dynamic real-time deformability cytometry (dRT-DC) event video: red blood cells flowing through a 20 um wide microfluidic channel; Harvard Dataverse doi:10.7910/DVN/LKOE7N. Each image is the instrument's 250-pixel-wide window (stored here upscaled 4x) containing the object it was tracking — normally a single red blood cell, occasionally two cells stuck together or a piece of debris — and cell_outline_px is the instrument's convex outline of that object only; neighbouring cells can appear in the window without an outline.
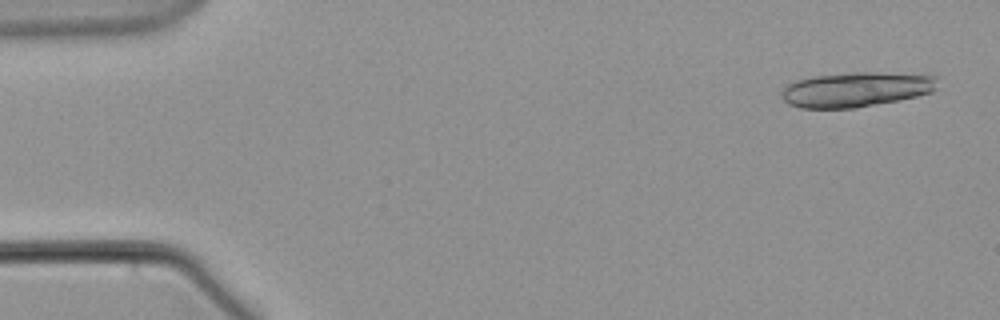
{"species": "common noctule bat (a hibernating species)", "species_latin": "Nyctalus noctula", "temperature_condition": "warm", "stored_images_in_passage": 21, "camera_frame_rate_fps": 3000, "um_per_image_px": 0.085, "animal": {"sex": "male", "body_mass_g": 21.5, "forearm_length_mm": 52.0}, "frame": {"image": 1, "passage_image": 3, "time_ms": 0.667, "image_size_px": [1000, 320], "cell_outline_px": [[940, 76], [936, 88], [932, 92], [916, 96], [856, 108], [800, 108], [788, 104], [780, 96], [780, 92], [788, 84], [796, 80], [812, 76], [848, 72], [880, 72]], "centroid_in_image_um": [72.75, 7.59], "position_along_channel_um": 12.3, "area_um2": 31.91}}